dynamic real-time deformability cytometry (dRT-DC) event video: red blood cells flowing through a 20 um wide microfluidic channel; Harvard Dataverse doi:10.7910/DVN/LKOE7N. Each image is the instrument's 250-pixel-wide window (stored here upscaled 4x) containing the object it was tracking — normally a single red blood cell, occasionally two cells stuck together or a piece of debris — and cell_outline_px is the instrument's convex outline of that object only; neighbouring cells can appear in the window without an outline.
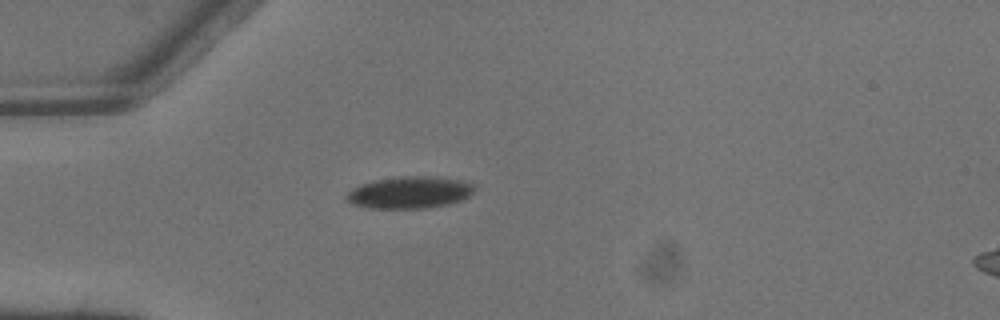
{"species": "common noctule bat (a hibernating species)", "species_latin": "Nyctalus noctula", "temperature_condition": "warm", "stored_images_in_passage": 1, "camera_frame_rate_fps": 3000, "um_per_image_px": 0.085, "animal": {"sex": "male", "body_mass_g": 13.3}, "frame": {"image": 1, "passage_image": 1, "time_ms": 0.0, "image_size_px": [1000, 320], "cell_outline_px": [[476, 188], [468, 196], [460, 200], [448, 204], [424, 208], [368, 208], [352, 204], [348, 200], [348, 192], [352, 188], [360, 184], [376, 180], [404, 176], [432, 176], [464, 180], [476, 184]], "centroid_in_image_um": [34.86, 16.35], "position_along_channel_um": 50.1, "area_um2": 23.76}}